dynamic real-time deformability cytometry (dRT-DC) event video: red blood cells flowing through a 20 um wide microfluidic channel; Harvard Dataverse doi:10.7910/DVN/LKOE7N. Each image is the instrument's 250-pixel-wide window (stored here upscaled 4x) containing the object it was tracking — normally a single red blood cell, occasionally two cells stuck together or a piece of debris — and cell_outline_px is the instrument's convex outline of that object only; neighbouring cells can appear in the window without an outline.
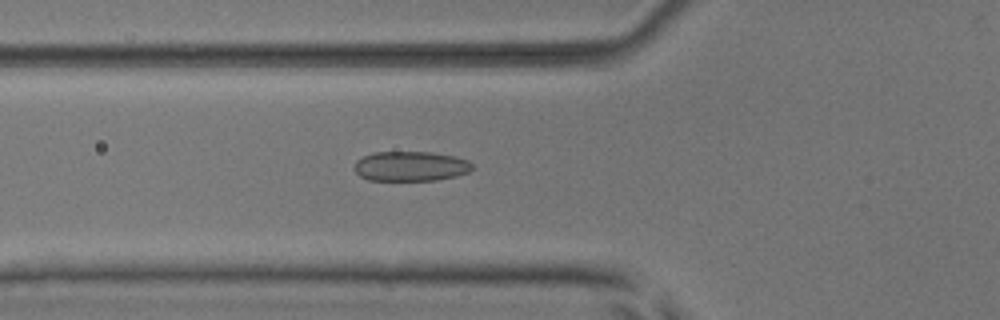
{"species": "common noctule bat (a hibernating species)", "species_latin": "Nyctalus noctula", "temperature_condition": "room temperature", "stored_images_in_passage": 54, "camera_frame_rate_fps": 3000, "um_per_image_px": 0.085, "animal": {"sex": "male", "body_mass_g": 17.9, "forearm_length_mm": 54.2}, "frame": {"image": 1, "passage_image": 20, "time_ms": 6.333, "image_size_px": [1000, 320], "cell_outline_px": [[472, 168], [468, 172], [456, 176], [436, 180], [368, 180], [360, 176], [352, 168], [356, 160], [372, 152], [432, 152], [456, 156], [468, 160], [472, 164]], "centroid_in_image_um": [34.88, 14.12], "position_along_channel_um": 90.9, "area_um2": 20.63}}
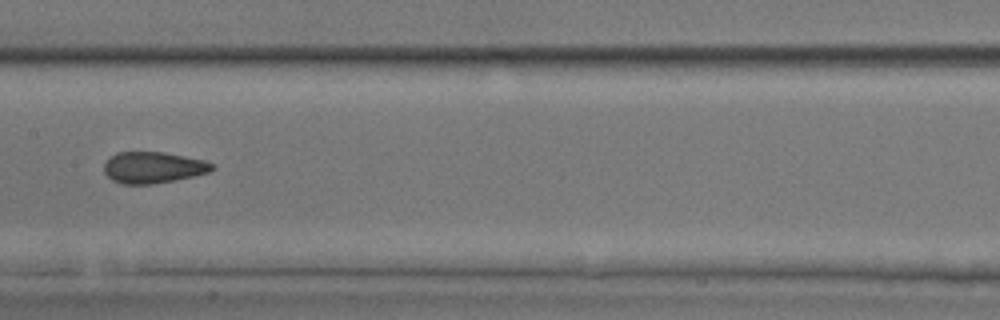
{"frame": {"image": 2, "passage_image": 28, "time_ms": 9.0, "image_size_px": [1000, 320], "cell_outline_px": [[216, 168], [208, 172], [192, 176], [152, 184], [120, 184], [112, 180], [104, 172], [104, 164], [116, 152], [164, 152], [204, 160], [216, 164]], "centroid_in_image_um": [13.02, 14.23], "position_along_channel_um": 194.4, "area_um2": 19.65}}
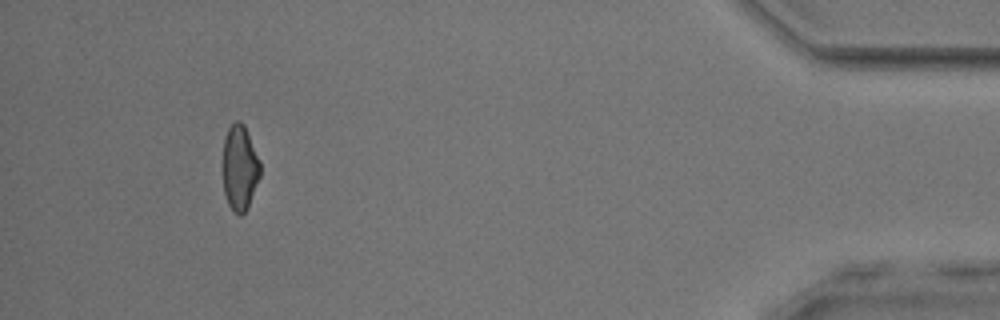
{"frame": {"image": 3, "passage_image": 50, "time_ms": 16.333, "image_size_px": [1000, 320], "cell_outline_px": [[260, 176], [248, 204], [244, 212], [240, 216], [232, 212], [228, 204], [224, 192], [224, 136], [228, 128], [236, 120], [240, 120], [244, 124], [260, 160]], "centroid_in_image_um": [20.38, 14.24], "position_along_channel_um": 414.8, "area_um2": 18.38}, "authors_computed_cell_mechanics": {"area_um2": 20.0855, "velocity_mm_per_s": 3.8763, "shape_relaxation_time_tau1_ms": 6.277, "shape_relaxation_time_tau2_ms": 1.3562, "deformation_change_tau1": 0.1406, "deformation_change_tau2": 0.0861}}